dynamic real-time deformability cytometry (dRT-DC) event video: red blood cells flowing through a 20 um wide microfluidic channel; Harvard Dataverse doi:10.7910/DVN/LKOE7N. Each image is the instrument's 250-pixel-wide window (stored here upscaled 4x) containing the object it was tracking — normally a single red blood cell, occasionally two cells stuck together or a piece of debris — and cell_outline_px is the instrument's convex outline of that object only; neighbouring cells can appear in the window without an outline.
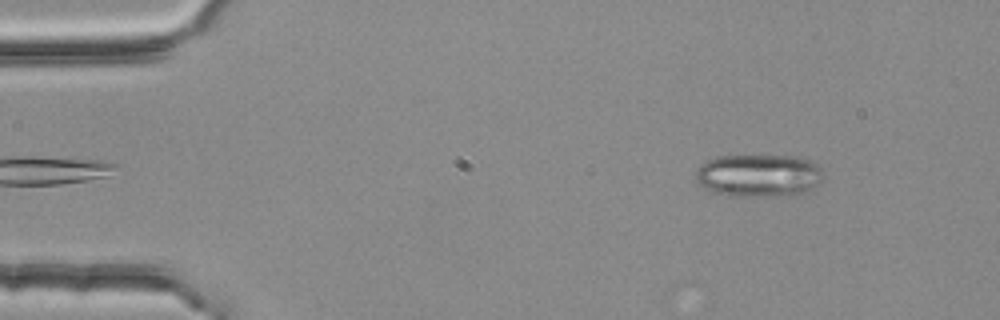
{"species": "common noctule bat (a hibernating species)", "species_latin": "Nyctalus noctula", "temperature_condition": "room temperature", "stored_images_in_passage": 2, "camera_frame_rate_fps": 3000, "um_per_image_px": 0.085, "animal": {"sex": "female", "body_mass_g": 25.1}, "frame": {"image": 1, "passage_image": 1, "time_ms": 0.0, "image_size_px": [1000, 320], "cell_outline_px": [[824, 176], [812, 188], [804, 192], [776, 196], [728, 196], [704, 188], [696, 180], [696, 172], [700, 164], [716, 156], [796, 156], [812, 160], [824, 172]], "centroid_in_image_um": [64.49, 14.9], "position_along_channel_um": 20.5, "area_um2": 31.73}}